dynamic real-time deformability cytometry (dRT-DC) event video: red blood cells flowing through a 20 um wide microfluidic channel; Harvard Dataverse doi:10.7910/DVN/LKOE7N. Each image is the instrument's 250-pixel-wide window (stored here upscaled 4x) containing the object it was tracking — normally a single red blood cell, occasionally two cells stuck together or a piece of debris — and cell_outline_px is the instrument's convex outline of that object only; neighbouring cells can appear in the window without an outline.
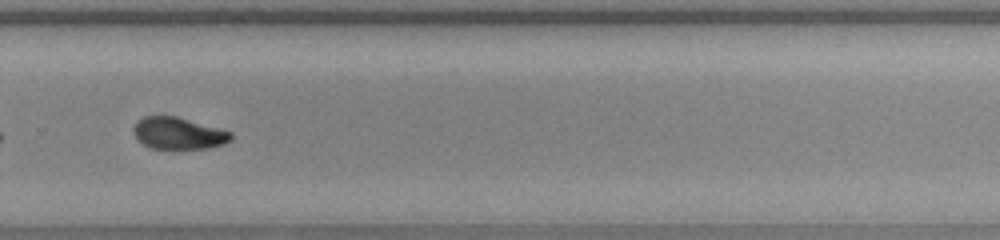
{"species": "common noctule bat (a hibernating species)", "species_latin": "Nyctalus noctula", "temperature_condition": "warm", "stored_images_in_passage": 41, "camera_frame_rate_fps": 3000, "um_per_image_px": 0.085, "animal": {"sex": "female", "body_mass_g": 23.0, "forearm_length_mm": 53.4}, "frame": {"image": 1, "passage_image": 24, "time_ms": 7.667, "image_size_px": [1000, 240], "cell_outline_px": [[232, 140], [224, 144], [208, 148], [152, 148], [136, 140], [132, 132], [132, 128], [144, 116], [176, 116], [232, 132]], "centroid_in_image_um": [15.16, 11.33], "position_along_channel_um": 314.6, "area_um2": 17.98}}
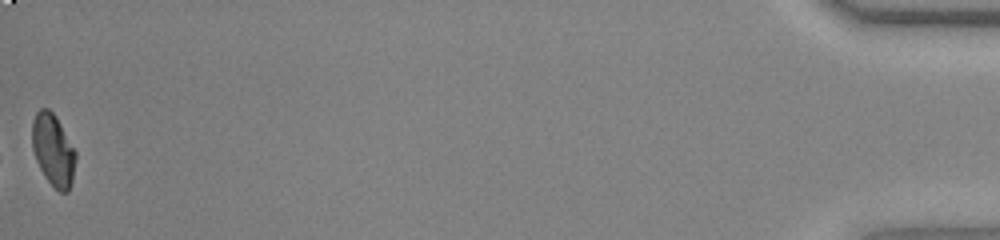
{"frame": {"image": 2, "passage_image": 41, "time_ms": 13.333, "image_size_px": [1000, 240], "cell_outline_px": [[76, 160], [72, 180], [68, 192], [60, 192], [44, 176], [36, 160], [32, 148], [32, 120], [36, 112], [40, 108], [48, 108], [56, 116], [76, 152]], "centroid_in_image_um": [4.51, 12.73], "position_along_channel_um": 430.7, "area_um2": 18.21}, "authors_computed_cell_mechanics": {"area_um2": 19.0162, "velocity_mm_per_s": 3.8458, "shape_relaxation_time_tau1_ms": 4.9627, "shape_relaxation_time_tau2_ms": 2.6659, "deformation_change_tau1": 0.152, "deformation_change_tau2": 0.0653}}